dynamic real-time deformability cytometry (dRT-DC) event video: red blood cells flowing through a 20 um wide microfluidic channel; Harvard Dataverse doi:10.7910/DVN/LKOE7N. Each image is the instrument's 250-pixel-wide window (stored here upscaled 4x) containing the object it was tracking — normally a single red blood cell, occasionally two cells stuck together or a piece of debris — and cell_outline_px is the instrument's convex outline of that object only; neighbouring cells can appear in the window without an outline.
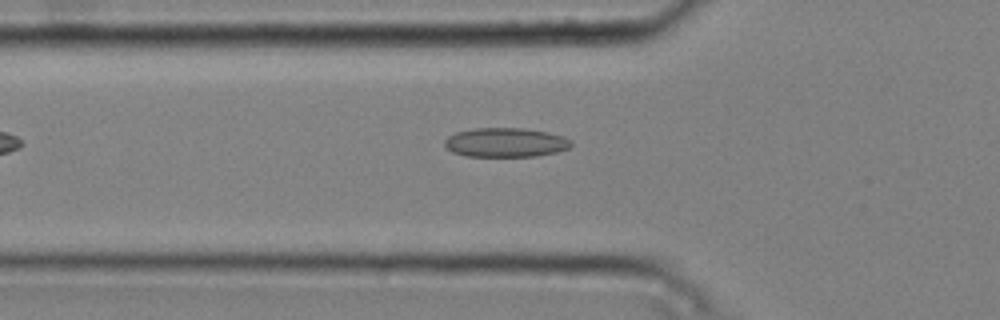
{"species": "common noctule bat (a hibernating species)", "species_latin": "Nyctalus noctula", "temperature_condition": "cold", "stored_images_in_passage": 4, "camera_frame_rate_fps": 3000, "um_per_image_px": 0.085, "animal": {"sex": "male", "body_mass_g": 20.4}, "frame": {"image": 1, "passage_image": 4, "time_ms": 1.0, "image_size_px": [1000, 320], "cell_outline_px": [[572, 144], [568, 148], [556, 152], [536, 156], [468, 156], [452, 152], [444, 144], [444, 140], [448, 136], [456, 132], [472, 128], [524, 128], [548, 132], [572, 140]], "centroid_in_image_um": [42.96, 12.1], "position_along_channel_um": 82.8, "area_um2": 21.5}}